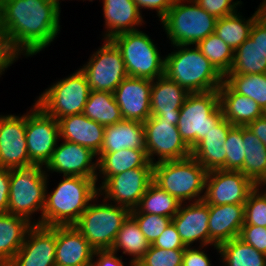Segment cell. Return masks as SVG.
<instances>
[{
	"label": "cell",
	"mask_w": 266,
	"mask_h": 266,
	"mask_svg": "<svg viewBox=\"0 0 266 266\" xmlns=\"http://www.w3.org/2000/svg\"><path fill=\"white\" fill-rule=\"evenodd\" d=\"M141 232L152 245L160 234L170 225L172 218L148 213H130Z\"/></svg>",
	"instance_id": "7bdbcfd3"
},
{
	"label": "cell",
	"mask_w": 266,
	"mask_h": 266,
	"mask_svg": "<svg viewBox=\"0 0 266 266\" xmlns=\"http://www.w3.org/2000/svg\"><path fill=\"white\" fill-rule=\"evenodd\" d=\"M249 130L257 136L266 147V117L262 116L247 125Z\"/></svg>",
	"instance_id": "db71d44e"
},
{
	"label": "cell",
	"mask_w": 266,
	"mask_h": 266,
	"mask_svg": "<svg viewBox=\"0 0 266 266\" xmlns=\"http://www.w3.org/2000/svg\"><path fill=\"white\" fill-rule=\"evenodd\" d=\"M150 245L137 222L129 215L118 231L111 251L117 254L123 249V254L133 256L128 264L135 265L149 250Z\"/></svg>",
	"instance_id": "1f68e13d"
},
{
	"label": "cell",
	"mask_w": 266,
	"mask_h": 266,
	"mask_svg": "<svg viewBox=\"0 0 266 266\" xmlns=\"http://www.w3.org/2000/svg\"><path fill=\"white\" fill-rule=\"evenodd\" d=\"M184 249H161L150 245L135 266H182Z\"/></svg>",
	"instance_id": "b9f144b4"
},
{
	"label": "cell",
	"mask_w": 266,
	"mask_h": 266,
	"mask_svg": "<svg viewBox=\"0 0 266 266\" xmlns=\"http://www.w3.org/2000/svg\"><path fill=\"white\" fill-rule=\"evenodd\" d=\"M10 169L0 166V213L8 212Z\"/></svg>",
	"instance_id": "816d5d0a"
},
{
	"label": "cell",
	"mask_w": 266,
	"mask_h": 266,
	"mask_svg": "<svg viewBox=\"0 0 266 266\" xmlns=\"http://www.w3.org/2000/svg\"><path fill=\"white\" fill-rule=\"evenodd\" d=\"M105 27V40L114 36L137 31L142 25L143 17L134 0H102Z\"/></svg>",
	"instance_id": "484cf974"
},
{
	"label": "cell",
	"mask_w": 266,
	"mask_h": 266,
	"mask_svg": "<svg viewBox=\"0 0 266 266\" xmlns=\"http://www.w3.org/2000/svg\"><path fill=\"white\" fill-rule=\"evenodd\" d=\"M97 181L81 176H63L52 191H47L42 213V226L74 225L91 201L99 194Z\"/></svg>",
	"instance_id": "7a4b0ae2"
},
{
	"label": "cell",
	"mask_w": 266,
	"mask_h": 266,
	"mask_svg": "<svg viewBox=\"0 0 266 266\" xmlns=\"http://www.w3.org/2000/svg\"><path fill=\"white\" fill-rule=\"evenodd\" d=\"M135 168H153L146 149H122L113 153H102L97 158V170L104 180L110 176Z\"/></svg>",
	"instance_id": "f546056e"
},
{
	"label": "cell",
	"mask_w": 266,
	"mask_h": 266,
	"mask_svg": "<svg viewBox=\"0 0 266 266\" xmlns=\"http://www.w3.org/2000/svg\"><path fill=\"white\" fill-rule=\"evenodd\" d=\"M82 113L103 126L123 120L113 92L91 90Z\"/></svg>",
	"instance_id": "836d02e7"
},
{
	"label": "cell",
	"mask_w": 266,
	"mask_h": 266,
	"mask_svg": "<svg viewBox=\"0 0 266 266\" xmlns=\"http://www.w3.org/2000/svg\"><path fill=\"white\" fill-rule=\"evenodd\" d=\"M145 149L152 164L181 160L191 156V149L181 138L176 125L163 117L150 116L144 123ZM156 155L158 161L153 157Z\"/></svg>",
	"instance_id": "4fadbf2b"
},
{
	"label": "cell",
	"mask_w": 266,
	"mask_h": 266,
	"mask_svg": "<svg viewBox=\"0 0 266 266\" xmlns=\"http://www.w3.org/2000/svg\"><path fill=\"white\" fill-rule=\"evenodd\" d=\"M57 145L45 170L63 173V176H81L98 181L96 154L76 143L63 140ZM47 168V169H46Z\"/></svg>",
	"instance_id": "ac0fdd59"
},
{
	"label": "cell",
	"mask_w": 266,
	"mask_h": 266,
	"mask_svg": "<svg viewBox=\"0 0 266 266\" xmlns=\"http://www.w3.org/2000/svg\"><path fill=\"white\" fill-rule=\"evenodd\" d=\"M21 55L13 48L9 37L0 26V77Z\"/></svg>",
	"instance_id": "bcb514c9"
},
{
	"label": "cell",
	"mask_w": 266,
	"mask_h": 266,
	"mask_svg": "<svg viewBox=\"0 0 266 266\" xmlns=\"http://www.w3.org/2000/svg\"><path fill=\"white\" fill-rule=\"evenodd\" d=\"M152 80L126 77L113 92L124 120L144 123L151 116Z\"/></svg>",
	"instance_id": "d6986e66"
},
{
	"label": "cell",
	"mask_w": 266,
	"mask_h": 266,
	"mask_svg": "<svg viewBox=\"0 0 266 266\" xmlns=\"http://www.w3.org/2000/svg\"><path fill=\"white\" fill-rule=\"evenodd\" d=\"M239 238L266 255V227L243 225Z\"/></svg>",
	"instance_id": "f6af8a7d"
},
{
	"label": "cell",
	"mask_w": 266,
	"mask_h": 266,
	"mask_svg": "<svg viewBox=\"0 0 266 266\" xmlns=\"http://www.w3.org/2000/svg\"><path fill=\"white\" fill-rule=\"evenodd\" d=\"M208 222L209 204L204 200L192 201L189 205L181 204L179 211L172 218V223L185 246H191L197 240L200 246L210 244Z\"/></svg>",
	"instance_id": "ffe728a7"
},
{
	"label": "cell",
	"mask_w": 266,
	"mask_h": 266,
	"mask_svg": "<svg viewBox=\"0 0 266 266\" xmlns=\"http://www.w3.org/2000/svg\"><path fill=\"white\" fill-rule=\"evenodd\" d=\"M244 204L209 205L210 245H219L239 237L244 225Z\"/></svg>",
	"instance_id": "603a6c76"
},
{
	"label": "cell",
	"mask_w": 266,
	"mask_h": 266,
	"mask_svg": "<svg viewBox=\"0 0 266 266\" xmlns=\"http://www.w3.org/2000/svg\"><path fill=\"white\" fill-rule=\"evenodd\" d=\"M95 249L73 226H56V264L90 266Z\"/></svg>",
	"instance_id": "7402d4cb"
},
{
	"label": "cell",
	"mask_w": 266,
	"mask_h": 266,
	"mask_svg": "<svg viewBox=\"0 0 266 266\" xmlns=\"http://www.w3.org/2000/svg\"><path fill=\"white\" fill-rule=\"evenodd\" d=\"M91 88L85 75L80 69L70 76L57 81L49 89L38 97L35 103L39 105L48 115L55 119L81 114Z\"/></svg>",
	"instance_id": "30bf717a"
},
{
	"label": "cell",
	"mask_w": 266,
	"mask_h": 266,
	"mask_svg": "<svg viewBox=\"0 0 266 266\" xmlns=\"http://www.w3.org/2000/svg\"><path fill=\"white\" fill-rule=\"evenodd\" d=\"M0 166L7 169L34 166L26 143V114L0 115Z\"/></svg>",
	"instance_id": "2e32d148"
},
{
	"label": "cell",
	"mask_w": 266,
	"mask_h": 266,
	"mask_svg": "<svg viewBox=\"0 0 266 266\" xmlns=\"http://www.w3.org/2000/svg\"><path fill=\"white\" fill-rule=\"evenodd\" d=\"M99 196L98 194L91 201L73 226L95 250H111L118 231L130 215V210L112 202L107 203L105 199L98 204L96 201Z\"/></svg>",
	"instance_id": "ba28073f"
},
{
	"label": "cell",
	"mask_w": 266,
	"mask_h": 266,
	"mask_svg": "<svg viewBox=\"0 0 266 266\" xmlns=\"http://www.w3.org/2000/svg\"><path fill=\"white\" fill-rule=\"evenodd\" d=\"M95 257L96 261H95ZM92 266H124L122 256L118 257L115 252L111 250H95Z\"/></svg>",
	"instance_id": "681fc988"
},
{
	"label": "cell",
	"mask_w": 266,
	"mask_h": 266,
	"mask_svg": "<svg viewBox=\"0 0 266 266\" xmlns=\"http://www.w3.org/2000/svg\"><path fill=\"white\" fill-rule=\"evenodd\" d=\"M222 119L218 90L189 93L180 109L177 128L192 150Z\"/></svg>",
	"instance_id": "52a82bcc"
},
{
	"label": "cell",
	"mask_w": 266,
	"mask_h": 266,
	"mask_svg": "<svg viewBox=\"0 0 266 266\" xmlns=\"http://www.w3.org/2000/svg\"><path fill=\"white\" fill-rule=\"evenodd\" d=\"M56 226L33 225L23 245L7 266H54Z\"/></svg>",
	"instance_id": "e0dca14e"
},
{
	"label": "cell",
	"mask_w": 266,
	"mask_h": 266,
	"mask_svg": "<svg viewBox=\"0 0 266 266\" xmlns=\"http://www.w3.org/2000/svg\"><path fill=\"white\" fill-rule=\"evenodd\" d=\"M223 81L236 93L253 99L266 110V73L226 74Z\"/></svg>",
	"instance_id": "74e56055"
},
{
	"label": "cell",
	"mask_w": 266,
	"mask_h": 266,
	"mask_svg": "<svg viewBox=\"0 0 266 266\" xmlns=\"http://www.w3.org/2000/svg\"><path fill=\"white\" fill-rule=\"evenodd\" d=\"M203 247L205 246H199V248L196 249L191 246H186L184 249L182 266H212L207 254L201 249Z\"/></svg>",
	"instance_id": "c3c4849f"
},
{
	"label": "cell",
	"mask_w": 266,
	"mask_h": 266,
	"mask_svg": "<svg viewBox=\"0 0 266 266\" xmlns=\"http://www.w3.org/2000/svg\"><path fill=\"white\" fill-rule=\"evenodd\" d=\"M207 173L192 156L153 164V182L181 203L203 200Z\"/></svg>",
	"instance_id": "277c9868"
},
{
	"label": "cell",
	"mask_w": 266,
	"mask_h": 266,
	"mask_svg": "<svg viewBox=\"0 0 266 266\" xmlns=\"http://www.w3.org/2000/svg\"><path fill=\"white\" fill-rule=\"evenodd\" d=\"M196 47L224 77L229 73L234 59V51L215 33L208 35Z\"/></svg>",
	"instance_id": "f35d334b"
},
{
	"label": "cell",
	"mask_w": 266,
	"mask_h": 266,
	"mask_svg": "<svg viewBox=\"0 0 266 266\" xmlns=\"http://www.w3.org/2000/svg\"><path fill=\"white\" fill-rule=\"evenodd\" d=\"M181 203L176 197L161 189L153 181L141 197L139 204L130 213H148L173 218Z\"/></svg>",
	"instance_id": "d6a6232c"
},
{
	"label": "cell",
	"mask_w": 266,
	"mask_h": 266,
	"mask_svg": "<svg viewBox=\"0 0 266 266\" xmlns=\"http://www.w3.org/2000/svg\"><path fill=\"white\" fill-rule=\"evenodd\" d=\"M134 2L139 10L142 8L155 9L160 21L174 4L175 0H134Z\"/></svg>",
	"instance_id": "f907efd6"
},
{
	"label": "cell",
	"mask_w": 266,
	"mask_h": 266,
	"mask_svg": "<svg viewBox=\"0 0 266 266\" xmlns=\"http://www.w3.org/2000/svg\"><path fill=\"white\" fill-rule=\"evenodd\" d=\"M104 42L80 70L91 90L114 92L128 74L120 50L111 40Z\"/></svg>",
	"instance_id": "8fae6325"
},
{
	"label": "cell",
	"mask_w": 266,
	"mask_h": 266,
	"mask_svg": "<svg viewBox=\"0 0 266 266\" xmlns=\"http://www.w3.org/2000/svg\"><path fill=\"white\" fill-rule=\"evenodd\" d=\"M242 139L245 148L243 167L240 170L257 186H266V147L247 126H242Z\"/></svg>",
	"instance_id": "4dcf8cb0"
},
{
	"label": "cell",
	"mask_w": 266,
	"mask_h": 266,
	"mask_svg": "<svg viewBox=\"0 0 266 266\" xmlns=\"http://www.w3.org/2000/svg\"><path fill=\"white\" fill-rule=\"evenodd\" d=\"M257 186L244 204V225L266 227V189L262 192Z\"/></svg>",
	"instance_id": "60d3db41"
},
{
	"label": "cell",
	"mask_w": 266,
	"mask_h": 266,
	"mask_svg": "<svg viewBox=\"0 0 266 266\" xmlns=\"http://www.w3.org/2000/svg\"><path fill=\"white\" fill-rule=\"evenodd\" d=\"M226 171H240L245 158V148L242 139V126H233L226 137Z\"/></svg>",
	"instance_id": "ab89813d"
},
{
	"label": "cell",
	"mask_w": 266,
	"mask_h": 266,
	"mask_svg": "<svg viewBox=\"0 0 266 266\" xmlns=\"http://www.w3.org/2000/svg\"><path fill=\"white\" fill-rule=\"evenodd\" d=\"M160 22L172 46H191L197 45L208 35L214 33L217 18L205 11L194 0H175Z\"/></svg>",
	"instance_id": "5b68a950"
},
{
	"label": "cell",
	"mask_w": 266,
	"mask_h": 266,
	"mask_svg": "<svg viewBox=\"0 0 266 266\" xmlns=\"http://www.w3.org/2000/svg\"><path fill=\"white\" fill-rule=\"evenodd\" d=\"M60 140L59 122L34 103L26 112V143L30 161L46 166Z\"/></svg>",
	"instance_id": "7c38bea8"
},
{
	"label": "cell",
	"mask_w": 266,
	"mask_h": 266,
	"mask_svg": "<svg viewBox=\"0 0 266 266\" xmlns=\"http://www.w3.org/2000/svg\"><path fill=\"white\" fill-rule=\"evenodd\" d=\"M60 138L90 149L96 155L103 144L105 126L83 113L60 118Z\"/></svg>",
	"instance_id": "cb8c5ba5"
},
{
	"label": "cell",
	"mask_w": 266,
	"mask_h": 266,
	"mask_svg": "<svg viewBox=\"0 0 266 266\" xmlns=\"http://www.w3.org/2000/svg\"><path fill=\"white\" fill-rule=\"evenodd\" d=\"M174 52L165 56L164 75L189 93L218 90L223 76L196 47L173 45Z\"/></svg>",
	"instance_id": "3957f363"
},
{
	"label": "cell",
	"mask_w": 266,
	"mask_h": 266,
	"mask_svg": "<svg viewBox=\"0 0 266 266\" xmlns=\"http://www.w3.org/2000/svg\"><path fill=\"white\" fill-rule=\"evenodd\" d=\"M56 0H0V26L21 55H36L60 33Z\"/></svg>",
	"instance_id": "6da1fadb"
},
{
	"label": "cell",
	"mask_w": 266,
	"mask_h": 266,
	"mask_svg": "<svg viewBox=\"0 0 266 266\" xmlns=\"http://www.w3.org/2000/svg\"><path fill=\"white\" fill-rule=\"evenodd\" d=\"M110 40L120 50L129 77L153 81L164 75L165 58L143 31L125 32Z\"/></svg>",
	"instance_id": "9c48e42d"
},
{
	"label": "cell",
	"mask_w": 266,
	"mask_h": 266,
	"mask_svg": "<svg viewBox=\"0 0 266 266\" xmlns=\"http://www.w3.org/2000/svg\"><path fill=\"white\" fill-rule=\"evenodd\" d=\"M257 19L266 27V0L260 3Z\"/></svg>",
	"instance_id": "11a10c76"
},
{
	"label": "cell",
	"mask_w": 266,
	"mask_h": 266,
	"mask_svg": "<svg viewBox=\"0 0 266 266\" xmlns=\"http://www.w3.org/2000/svg\"><path fill=\"white\" fill-rule=\"evenodd\" d=\"M266 73V58L257 42L247 38L235 51L232 67L227 74Z\"/></svg>",
	"instance_id": "8d00e7d4"
},
{
	"label": "cell",
	"mask_w": 266,
	"mask_h": 266,
	"mask_svg": "<svg viewBox=\"0 0 266 266\" xmlns=\"http://www.w3.org/2000/svg\"><path fill=\"white\" fill-rule=\"evenodd\" d=\"M33 226L27 219L11 213H0V262L7 266L23 245Z\"/></svg>",
	"instance_id": "f1b7e54d"
},
{
	"label": "cell",
	"mask_w": 266,
	"mask_h": 266,
	"mask_svg": "<svg viewBox=\"0 0 266 266\" xmlns=\"http://www.w3.org/2000/svg\"><path fill=\"white\" fill-rule=\"evenodd\" d=\"M233 125L223 118L192 150L195 158L208 172L225 170L226 149L224 144Z\"/></svg>",
	"instance_id": "d4e9b609"
},
{
	"label": "cell",
	"mask_w": 266,
	"mask_h": 266,
	"mask_svg": "<svg viewBox=\"0 0 266 266\" xmlns=\"http://www.w3.org/2000/svg\"><path fill=\"white\" fill-rule=\"evenodd\" d=\"M189 92L165 75L152 81L151 88V116L163 117L171 121L172 125L178 124L179 113Z\"/></svg>",
	"instance_id": "44dd1931"
},
{
	"label": "cell",
	"mask_w": 266,
	"mask_h": 266,
	"mask_svg": "<svg viewBox=\"0 0 266 266\" xmlns=\"http://www.w3.org/2000/svg\"><path fill=\"white\" fill-rule=\"evenodd\" d=\"M250 38L257 42L266 58V27L258 19L252 26Z\"/></svg>",
	"instance_id": "f5cc1de1"
},
{
	"label": "cell",
	"mask_w": 266,
	"mask_h": 266,
	"mask_svg": "<svg viewBox=\"0 0 266 266\" xmlns=\"http://www.w3.org/2000/svg\"><path fill=\"white\" fill-rule=\"evenodd\" d=\"M47 174L45 167L38 165L10 169L8 213L23 217L33 225H41L48 182ZM37 211H41V218L32 222L31 215Z\"/></svg>",
	"instance_id": "8992f818"
},
{
	"label": "cell",
	"mask_w": 266,
	"mask_h": 266,
	"mask_svg": "<svg viewBox=\"0 0 266 266\" xmlns=\"http://www.w3.org/2000/svg\"><path fill=\"white\" fill-rule=\"evenodd\" d=\"M223 118L233 126H247L264 116L262 108L251 98L234 92L224 81L218 89Z\"/></svg>",
	"instance_id": "4316f807"
},
{
	"label": "cell",
	"mask_w": 266,
	"mask_h": 266,
	"mask_svg": "<svg viewBox=\"0 0 266 266\" xmlns=\"http://www.w3.org/2000/svg\"><path fill=\"white\" fill-rule=\"evenodd\" d=\"M153 181V168H135L110 176L100 187L99 195L129 210L137 207ZM105 195V196H104Z\"/></svg>",
	"instance_id": "5bb4252c"
},
{
	"label": "cell",
	"mask_w": 266,
	"mask_h": 266,
	"mask_svg": "<svg viewBox=\"0 0 266 266\" xmlns=\"http://www.w3.org/2000/svg\"><path fill=\"white\" fill-rule=\"evenodd\" d=\"M200 7H202L209 14L215 16L217 19L232 15L238 12V5H242V1L233 0H194ZM241 4V5H240Z\"/></svg>",
	"instance_id": "ee69618b"
},
{
	"label": "cell",
	"mask_w": 266,
	"mask_h": 266,
	"mask_svg": "<svg viewBox=\"0 0 266 266\" xmlns=\"http://www.w3.org/2000/svg\"><path fill=\"white\" fill-rule=\"evenodd\" d=\"M239 13L218 18L215 27V35L220 37L233 51H235L247 38L254 22L258 17L257 11L247 20Z\"/></svg>",
	"instance_id": "e575fe53"
},
{
	"label": "cell",
	"mask_w": 266,
	"mask_h": 266,
	"mask_svg": "<svg viewBox=\"0 0 266 266\" xmlns=\"http://www.w3.org/2000/svg\"><path fill=\"white\" fill-rule=\"evenodd\" d=\"M152 246L161 249H185L186 246L181 241L176 227L171 222L170 225L153 242Z\"/></svg>",
	"instance_id": "7dc6e473"
},
{
	"label": "cell",
	"mask_w": 266,
	"mask_h": 266,
	"mask_svg": "<svg viewBox=\"0 0 266 266\" xmlns=\"http://www.w3.org/2000/svg\"><path fill=\"white\" fill-rule=\"evenodd\" d=\"M257 185L241 171L207 173L203 200L209 205L245 204Z\"/></svg>",
	"instance_id": "9a60e30c"
},
{
	"label": "cell",
	"mask_w": 266,
	"mask_h": 266,
	"mask_svg": "<svg viewBox=\"0 0 266 266\" xmlns=\"http://www.w3.org/2000/svg\"><path fill=\"white\" fill-rule=\"evenodd\" d=\"M217 252L225 266H266V255L239 237L220 244Z\"/></svg>",
	"instance_id": "d590c367"
},
{
	"label": "cell",
	"mask_w": 266,
	"mask_h": 266,
	"mask_svg": "<svg viewBox=\"0 0 266 266\" xmlns=\"http://www.w3.org/2000/svg\"><path fill=\"white\" fill-rule=\"evenodd\" d=\"M145 149L144 126L135 120H122L113 125L105 126L102 153H113L122 149Z\"/></svg>",
	"instance_id": "83f0119b"
}]
</instances>
